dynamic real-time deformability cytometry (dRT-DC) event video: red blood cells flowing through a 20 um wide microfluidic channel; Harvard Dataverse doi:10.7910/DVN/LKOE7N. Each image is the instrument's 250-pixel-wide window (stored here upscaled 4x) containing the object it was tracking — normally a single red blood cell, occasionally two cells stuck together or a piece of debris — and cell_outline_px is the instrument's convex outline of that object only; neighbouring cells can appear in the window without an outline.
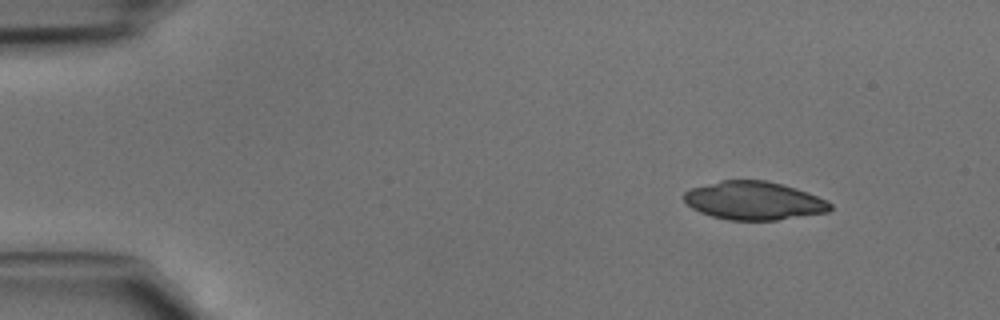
{"species": "common noctule bat (a hibernating species)", "species_latin": "Nyctalus noctula", "temperature_condition": "cold", "stored_images_in_passage": 41, "camera_frame_rate_fps": 3000, "um_per_image_px": 0.085, "animal": {"sex": "male", "body_mass_g": 15.6}, "frame": {"image": 1, "passage_image": 1, "time_ms": 0.0, "image_size_px": [1000, 320], "cell_outline_px": [[832, 208], [828, 212], [776, 220], [728, 220], [712, 216], [700, 212], [692, 208], [684, 200], [684, 192], [692, 188], [720, 180], [768, 180], [796, 188], [808, 192], [828, 200], [832, 204]], "centroid_in_image_um": [64.11, 17.05], "position_along_channel_um": 20.9, "area_um2": 32.71}}